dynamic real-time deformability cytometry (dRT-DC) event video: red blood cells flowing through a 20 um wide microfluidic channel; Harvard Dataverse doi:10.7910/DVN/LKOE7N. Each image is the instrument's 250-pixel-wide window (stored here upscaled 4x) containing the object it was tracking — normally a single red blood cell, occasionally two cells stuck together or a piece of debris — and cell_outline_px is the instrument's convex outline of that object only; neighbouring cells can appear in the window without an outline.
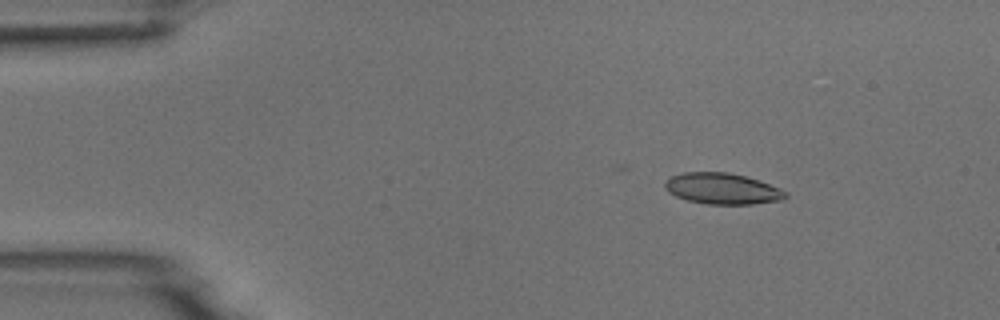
{"species": "common noctule bat (a hibernating species)", "species_latin": "Nyctalus noctula", "temperature_condition": "room temperature", "stored_images_in_passage": 5, "camera_frame_rate_fps": 3000, "um_per_image_px": 0.085, "animal": {"sex": "male", "body_mass_g": 18.8}, "frame": {"image": 1, "passage_image": 2, "time_ms": 2.0, "image_size_px": [1000, 320], "cell_outline_px": [[788, 196], [784, 200], [752, 204], [708, 204], [688, 200], [676, 196], [668, 192], [664, 188], [664, 180], [672, 176], [684, 172], [728, 172], [760, 180], [780, 188], [788, 192]], "centroid_in_image_um": [61.42, 16.03], "position_along_channel_um": 23.6, "area_um2": 22.02}}
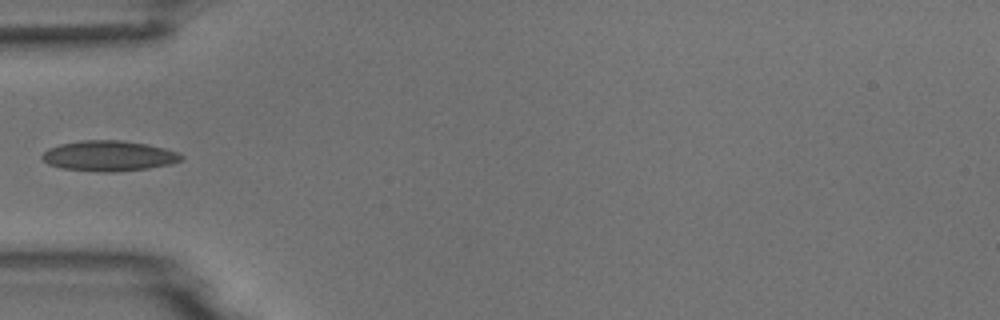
{"frame": {"image": 2, "passage_image": 5, "time_ms": 5.333, "image_size_px": [1000, 320], "cell_outline_px": [[184, 160], [172, 164], [148, 168], [116, 172], [96, 172], [64, 168], [48, 164], [40, 156], [48, 148], [60, 144], [80, 140], [120, 140], [148, 144], [180, 152], [184, 156]], "centroid_in_image_um": [9.3, 13.25], "position_along_channel_um": 75.7, "area_um2": 24.91}}